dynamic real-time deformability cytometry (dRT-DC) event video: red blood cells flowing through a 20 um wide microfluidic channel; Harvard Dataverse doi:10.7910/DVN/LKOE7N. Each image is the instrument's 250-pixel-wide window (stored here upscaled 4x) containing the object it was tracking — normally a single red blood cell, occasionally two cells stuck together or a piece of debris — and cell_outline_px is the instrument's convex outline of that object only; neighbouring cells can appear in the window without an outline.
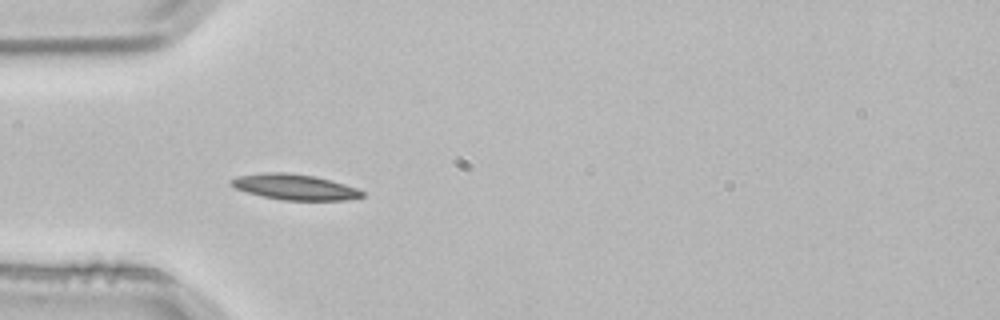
{"species": "common noctule bat (a hibernating species)", "species_latin": "Nyctalus noctula", "temperature_condition": "room temperature", "stored_images_in_passage": 3, "camera_frame_rate_fps": 3000, "um_per_image_px": 0.085, "animal": {"sex": "male", "body_mass_g": 21.5, "forearm_length_mm": 52.0}, "frame": {"image": 1, "passage_image": 2, "time_ms": 0.333, "image_size_px": [1000, 320], "cell_outline_px": [[364, 196], [344, 200], [284, 200], [264, 196], [248, 192], [236, 188], [228, 184], [228, 180], [236, 176], [260, 172], [288, 172], [316, 176], [344, 184], [356, 188], [364, 192]], "centroid_in_image_um": [24.99, 15.87], "position_along_channel_um": 60.0, "area_um2": 19.59}}